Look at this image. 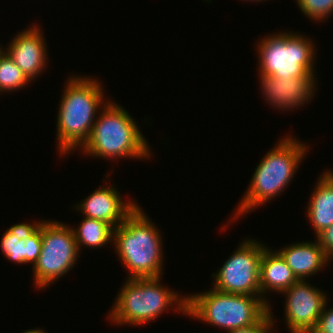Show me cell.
<instances>
[{"label": "cell", "mask_w": 333, "mask_h": 333, "mask_svg": "<svg viewBox=\"0 0 333 333\" xmlns=\"http://www.w3.org/2000/svg\"><path fill=\"white\" fill-rule=\"evenodd\" d=\"M67 81L61 96L56 129L59 153L62 155L85 144L95 123L97 109L106 104L103 87L98 80L89 76H72Z\"/></svg>", "instance_id": "cell-1"}, {"label": "cell", "mask_w": 333, "mask_h": 333, "mask_svg": "<svg viewBox=\"0 0 333 333\" xmlns=\"http://www.w3.org/2000/svg\"><path fill=\"white\" fill-rule=\"evenodd\" d=\"M286 136L258 163L248 190L234 212L236 217H232L233 220L279 196L291 182L308 146L288 134Z\"/></svg>", "instance_id": "cell-2"}, {"label": "cell", "mask_w": 333, "mask_h": 333, "mask_svg": "<svg viewBox=\"0 0 333 333\" xmlns=\"http://www.w3.org/2000/svg\"><path fill=\"white\" fill-rule=\"evenodd\" d=\"M149 219L138 205L114 228L115 251L129 270V279L162 276V235Z\"/></svg>", "instance_id": "cell-3"}, {"label": "cell", "mask_w": 333, "mask_h": 333, "mask_svg": "<svg viewBox=\"0 0 333 333\" xmlns=\"http://www.w3.org/2000/svg\"><path fill=\"white\" fill-rule=\"evenodd\" d=\"M98 114L82 153L111 160L150 157L147 140L126 109L108 101Z\"/></svg>", "instance_id": "cell-4"}, {"label": "cell", "mask_w": 333, "mask_h": 333, "mask_svg": "<svg viewBox=\"0 0 333 333\" xmlns=\"http://www.w3.org/2000/svg\"><path fill=\"white\" fill-rule=\"evenodd\" d=\"M161 276L126 280L108 315L117 325H142L160 317L167 308L187 314V296L181 297L161 284ZM174 303V304H172Z\"/></svg>", "instance_id": "cell-5"}, {"label": "cell", "mask_w": 333, "mask_h": 333, "mask_svg": "<svg viewBox=\"0 0 333 333\" xmlns=\"http://www.w3.org/2000/svg\"><path fill=\"white\" fill-rule=\"evenodd\" d=\"M261 296L212 289L187 295V314L227 331L256 324L271 307Z\"/></svg>", "instance_id": "cell-6"}, {"label": "cell", "mask_w": 333, "mask_h": 333, "mask_svg": "<svg viewBox=\"0 0 333 333\" xmlns=\"http://www.w3.org/2000/svg\"><path fill=\"white\" fill-rule=\"evenodd\" d=\"M307 38L298 33L281 32L259 40V74L282 79L314 77L316 49Z\"/></svg>", "instance_id": "cell-7"}, {"label": "cell", "mask_w": 333, "mask_h": 333, "mask_svg": "<svg viewBox=\"0 0 333 333\" xmlns=\"http://www.w3.org/2000/svg\"><path fill=\"white\" fill-rule=\"evenodd\" d=\"M42 249L32 266L36 288H47L50 283L68 273L78 258L79 250L72 226L59 221L41 222Z\"/></svg>", "instance_id": "cell-8"}, {"label": "cell", "mask_w": 333, "mask_h": 333, "mask_svg": "<svg viewBox=\"0 0 333 333\" xmlns=\"http://www.w3.org/2000/svg\"><path fill=\"white\" fill-rule=\"evenodd\" d=\"M266 248L256 240H244L222 268L213 273L212 288L225 293L261 296L260 261Z\"/></svg>", "instance_id": "cell-9"}, {"label": "cell", "mask_w": 333, "mask_h": 333, "mask_svg": "<svg viewBox=\"0 0 333 333\" xmlns=\"http://www.w3.org/2000/svg\"><path fill=\"white\" fill-rule=\"evenodd\" d=\"M282 293L286 295L284 320L290 333H311L328 301L327 295L306 280H298Z\"/></svg>", "instance_id": "cell-10"}, {"label": "cell", "mask_w": 333, "mask_h": 333, "mask_svg": "<svg viewBox=\"0 0 333 333\" xmlns=\"http://www.w3.org/2000/svg\"><path fill=\"white\" fill-rule=\"evenodd\" d=\"M29 28L18 33L7 45L5 51L25 76L32 81L47 67L48 54L43 32L40 31L39 26L33 25Z\"/></svg>", "instance_id": "cell-11"}, {"label": "cell", "mask_w": 333, "mask_h": 333, "mask_svg": "<svg viewBox=\"0 0 333 333\" xmlns=\"http://www.w3.org/2000/svg\"><path fill=\"white\" fill-rule=\"evenodd\" d=\"M260 77L263 97L273 105L272 107L282 110L303 106L312 99L317 87L315 77L287 79L263 75Z\"/></svg>", "instance_id": "cell-12"}, {"label": "cell", "mask_w": 333, "mask_h": 333, "mask_svg": "<svg viewBox=\"0 0 333 333\" xmlns=\"http://www.w3.org/2000/svg\"><path fill=\"white\" fill-rule=\"evenodd\" d=\"M119 194L114 186L107 185L88 195L75 208L85 217L104 221L116 228L138 206L134 201L124 202Z\"/></svg>", "instance_id": "cell-13"}, {"label": "cell", "mask_w": 333, "mask_h": 333, "mask_svg": "<svg viewBox=\"0 0 333 333\" xmlns=\"http://www.w3.org/2000/svg\"><path fill=\"white\" fill-rule=\"evenodd\" d=\"M278 252L298 280H306L305 278L315 275L329 262L318 241L293 243Z\"/></svg>", "instance_id": "cell-14"}, {"label": "cell", "mask_w": 333, "mask_h": 333, "mask_svg": "<svg viewBox=\"0 0 333 333\" xmlns=\"http://www.w3.org/2000/svg\"><path fill=\"white\" fill-rule=\"evenodd\" d=\"M267 247L260 261V291L261 297L270 292L282 293L298 281L285 259L278 251ZM271 250V251H270Z\"/></svg>", "instance_id": "cell-15"}, {"label": "cell", "mask_w": 333, "mask_h": 333, "mask_svg": "<svg viewBox=\"0 0 333 333\" xmlns=\"http://www.w3.org/2000/svg\"><path fill=\"white\" fill-rule=\"evenodd\" d=\"M316 184L309 200L307 215L317 235L333 225V172H323Z\"/></svg>", "instance_id": "cell-16"}, {"label": "cell", "mask_w": 333, "mask_h": 333, "mask_svg": "<svg viewBox=\"0 0 333 333\" xmlns=\"http://www.w3.org/2000/svg\"><path fill=\"white\" fill-rule=\"evenodd\" d=\"M82 219L77 229L72 228L78 250L80 246L99 248L113 241L114 228L110 224L85 216Z\"/></svg>", "instance_id": "cell-17"}, {"label": "cell", "mask_w": 333, "mask_h": 333, "mask_svg": "<svg viewBox=\"0 0 333 333\" xmlns=\"http://www.w3.org/2000/svg\"><path fill=\"white\" fill-rule=\"evenodd\" d=\"M30 223H19L11 226L3 234L0 247L4 256L12 262L26 264V246L24 232L31 226Z\"/></svg>", "instance_id": "cell-18"}, {"label": "cell", "mask_w": 333, "mask_h": 333, "mask_svg": "<svg viewBox=\"0 0 333 333\" xmlns=\"http://www.w3.org/2000/svg\"><path fill=\"white\" fill-rule=\"evenodd\" d=\"M30 80L13 60L4 52L0 56V91H15L24 88ZM0 92V93H1Z\"/></svg>", "instance_id": "cell-19"}, {"label": "cell", "mask_w": 333, "mask_h": 333, "mask_svg": "<svg viewBox=\"0 0 333 333\" xmlns=\"http://www.w3.org/2000/svg\"><path fill=\"white\" fill-rule=\"evenodd\" d=\"M306 17L315 22L327 19L333 13V0H296ZM319 20V21H318Z\"/></svg>", "instance_id": "cell-20"}, {"label": "cell", "mask_w": 333, "mask_h": 333, "mask_svg": "<svg viewBox=\"0 0 333 333\" xmlns=\"http://www.w3.org/2000/svg\"><path fill=\"white\" fill-rule=\"evenodd\" d=\"M24 241L26 246V264L31 262L34 265L42 249L41 221L34 222L24 232Z\"/></svg>", "instance_id": "cell-21"}, {"label": "cell", "mask_w": 333, "mask_h": 333, "mask_svg": "<svg viewBox=\"0 0 333 333\" xmlns=\"http://www.w3.org/2000/svg\"><path fill=\"white\" fill-rule=\"evenodd\" d=\"M269 311L256 323L250 326L242 327L236 330L228 331L227 333H271L274 326V315Z\"/></svg>", "instance_id": "cell-22"}, {"label": "cell", "mask_w": 333, "mask_h": 333, "mask_svg": "<svg viewBox=\"0 0 333 333\" xmlns=\"http://www.w3.org/2000/svg\"><path fill=\"white\" fill-rule=\"evenodd\" d=\"M326 304L327 301L323 307L319 320L311 333H333V307L328 310Z\"/></svg>", "instance_id": "cell-23"}, {"label": "cell", "mask_w": 333, "mask_h": 333, "mask_svg": "<svg viewBox=\"0 0 333 333\" xmlns=\"http://www.w3.org/2000/svg\"><path fill=\"white\" fill-rule=\"evenodd\" d=\"M316 237L328 261L333 260V225L323 229Z\"/></svg>", "instance_id": "cell-24"}, {"label": "cell", "mask_w": 333, "mask_h": 333, "mask_svg": "<svg viewBox=\"0 0 333 333\" xmlns=\"http://www.w3.org/2000/svg\"><path fill=\"white\" fill-rule=\"evenodd\" d=\"M23 333H47V332H45V330H43V329L42 330L41 329H29Z\"/></svg>", "instance_id": "cell-25"}, {"label": "cell", "mask_w": 333, "mask_h": 333, "mask_svg": "<svg viewBox=\"0 0 333 333\" xmlns=\"http://www.w3.org/2000/svg\"><path fill=\"white\" fill-rule=\"evenodd\" d=\"M2 49H3V48H1V45H0V56L5 52V51H4L5 49H3V50H2Z\"/></svg>", "instance_id": "cell-26"}, {"label": "cell", "mask_w": 333, "mask_h": 333, "mask_svg": "<svg viewBox=\"0 0 333 333\" xmlns=\"http://www.w3.org/2000/svg\"><path fill=\"white\" fill-rule=\"evenodd\" d=\"M247 1H249V2L250 1H258L259 2V1H263V0H247ZM264 1H266V0H264Z\"/></svg>", "instance_id": "cell-27"}]
</instances>
